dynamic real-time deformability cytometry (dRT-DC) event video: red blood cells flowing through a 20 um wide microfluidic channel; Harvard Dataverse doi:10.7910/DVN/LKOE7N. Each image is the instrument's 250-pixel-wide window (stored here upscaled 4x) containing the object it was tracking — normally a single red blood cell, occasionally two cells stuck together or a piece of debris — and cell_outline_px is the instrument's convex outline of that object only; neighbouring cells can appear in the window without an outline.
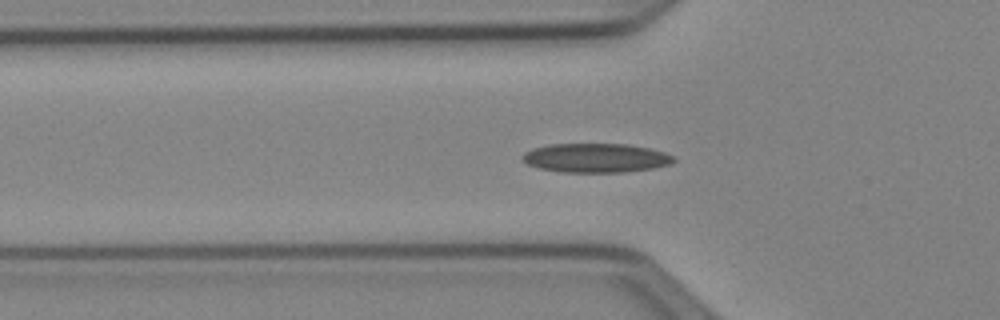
{"species": "Egyptian fruit bat (a non-hibernating species)", "species_latin": "Rousettus aegyptiacus", "temperature_condition": "cold", "stored_images_in_passage": 52, "segment_of_instrument_passage": [1, 2], "camera_frame_rate_fps": 3000, "um_per_image_px": 0.085, "animal": {"sex": "female"}, "frame": {"image": 1, "passage_image": 17, "time_ms": 5.333, "image_size_px": [1000, 320], "cell_outline_px": [[676, 160], [672, 164], [652, 168], [624, 172], [560, 172], [540, 168], [528, 164], [520, 160], [520, 156], [524, 152], [532, 148], [548, 144], [628, 144], [648, 148], [664, 152], [676, 156]], "centroid_in_image_um": [50.63, 13.42], "position_along_channel_um": 75.2, "area_um2": 25.89}}
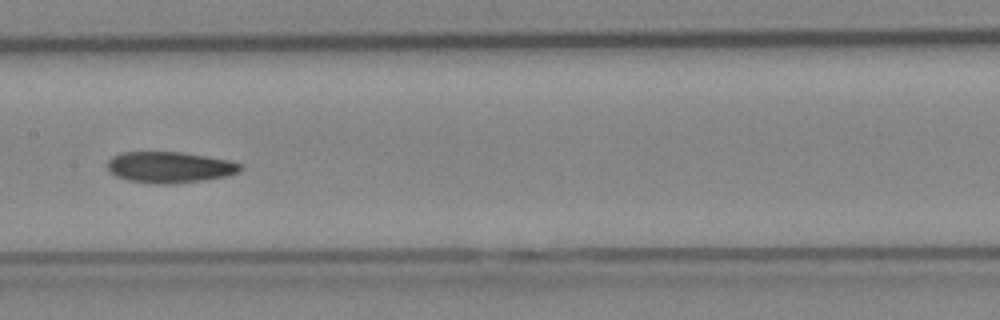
{"frame": {"image": 2, "passage_image": 26, "time_ms": 8.333, "image_size_px": [1000, 320], "cell_outline_px": [[244, 168], [236, 172], [224, 176], [204, 180], [168, 184], [160, 184], [128, 180], [116, 176], [108, 172], [108, 160], [112, 156], [120, 152], [184, 152], [228, 160], [240, 164]], "centroid_in_image_um": [14.38, 14.2], "position_along_channel_um": 193.0, "area_um2": 23.99}}
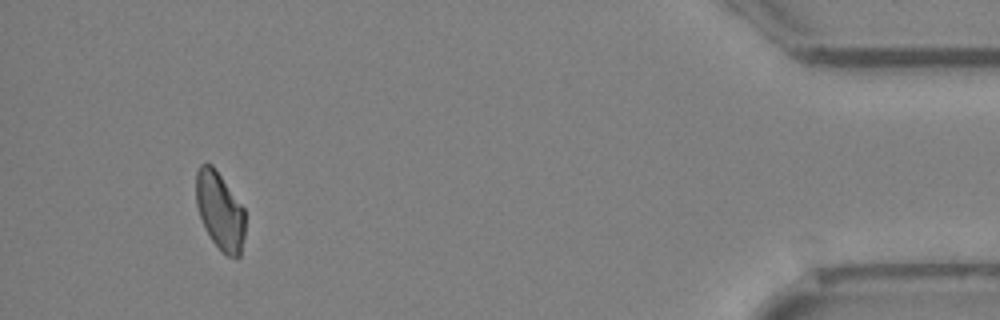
{"frame": {"image": 3, "passage_image": 48, "time_ms": 15.667, "image_size_px": [1000, 320], "cell_outline_px": [[244, 236], [240, 256], [236, 260], [228, 256], [212, 240], [200, 216], [196, 204], [196, 172], [200, 164], [212, 164], [244, 208]], "centroid_in_image_um": [18.69, 17.92], "position_along_channel_um": 416.5, "area_um2": 21.91}}